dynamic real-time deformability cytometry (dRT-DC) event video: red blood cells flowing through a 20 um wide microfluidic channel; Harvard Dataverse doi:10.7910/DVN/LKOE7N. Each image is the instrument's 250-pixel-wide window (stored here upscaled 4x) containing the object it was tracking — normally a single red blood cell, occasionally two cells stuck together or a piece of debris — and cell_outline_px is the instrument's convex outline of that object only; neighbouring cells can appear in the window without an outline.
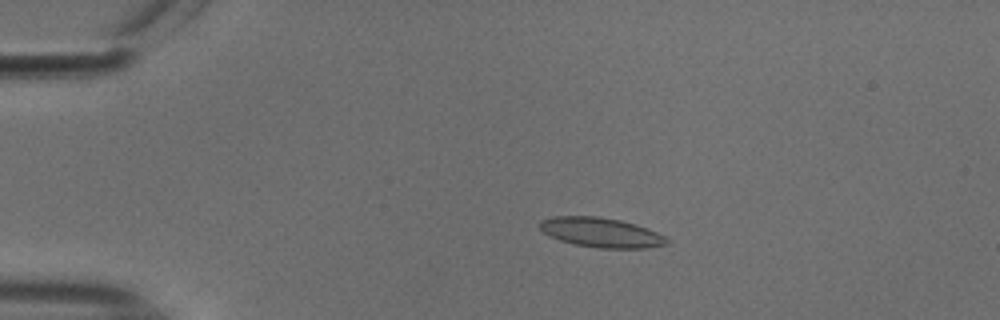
{"species": "common noctule bat (a hibernating species)", "species_latin": "Nyctalus noctula", "temperature_condition": "cold", "stored_images_in_passage": 55, "camera_frame_rate_fps": 3000, "um_per_image_px": 0.085, "animal": {"sex": "male", "body_mass_g": 18.8}, "frame": {"image": 1, "passage_image": 12, "time_ms": 3.667, "image_size_px": [1000, 320], "cell_outline_px": [[668, 244], [644, 248], [596, 248], [576, 244], [560, 240], [544, 232], [540, 228], [540, 220], [552, 216], [596, 216], [620, 220], [636, 224], [648, 228], [664, 236], [668, 240]], "centroid_in_image_um": [51.1, 19.75], "position_along_channel_um": 33.9, "area_um2": 21.79}}
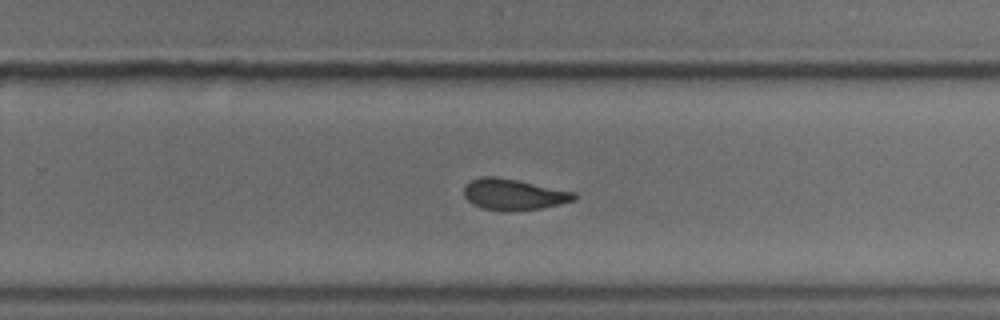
{"frame": {"image": 2, "passage_image": 36, "time_ms": 11.667, "image_size_px": [1000, 320], "cell_outline_px": [[580, 196], [576, 200], [560, 204], [540, 208], [508, 212], [504, 212], [480, 208], [472, 204], [464, 196], [464, 188], [472, 180], [480, 176], [496, 176], [576, 192]], "centroid_in_image_um": [43.68, 16.54], "position_along_channel_um": 286.1, "area_um2": 20.17}}
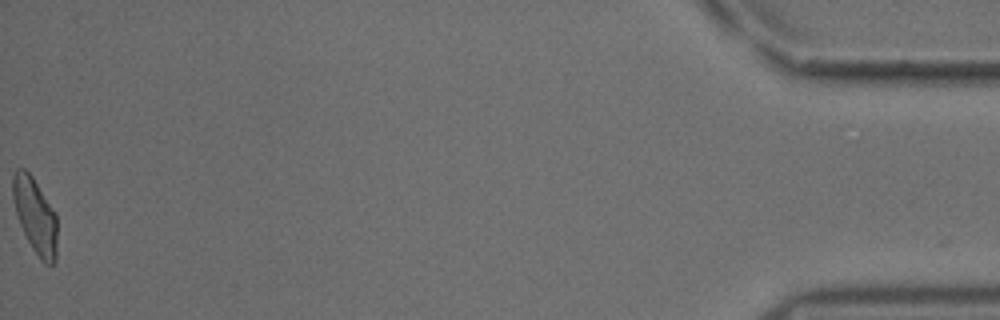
{"frame": {"image": 3, "passage_image": 55, "time_ms": 18.0, "image_size_px": [1000, 320], "cell_outline_px": [[56, 260], [52, 264], [44, 264], [40, 260], [32, 248], [20, 224], [16, 212], [12, 196], [12, 176], [16, 168], [24, 168], [32, 176], [56, 212]], "centroid_in_image_um": [2.98, 18.32], "position_along_channel_um": 432.2, "area_um2": 19.48}, "authors_computed_cell_mechanics": {"area_um2": 20.3456, "velocity_mm_per_s": 3.7669, "shape_relaxation_time_tau1_ms": 4.0666, "shape_relaxation_time_tau2_ms": 2.0105, "deformation_change_tau1": 0.1494, "deformation_change_tau2": 0.0982}}